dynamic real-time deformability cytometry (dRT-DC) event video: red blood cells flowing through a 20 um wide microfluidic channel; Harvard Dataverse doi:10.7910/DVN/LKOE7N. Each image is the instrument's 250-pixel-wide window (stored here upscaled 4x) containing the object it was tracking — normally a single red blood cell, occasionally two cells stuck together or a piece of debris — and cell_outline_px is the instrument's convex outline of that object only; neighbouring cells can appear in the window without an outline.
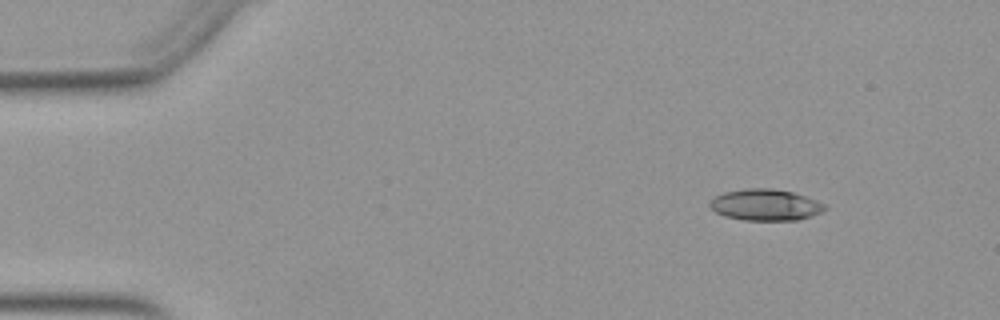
{"species": "Egyptian fruit bat (a non-hibernating species)", "species_latin": "Rousettus aegyptiacus", "temperature_condition": "warm", "stored_images_in_passage": 47, "camera_frame_rate_fps": 3000, "um_per_image_px": 0.085, "animal": {"sex": "female"}, "frame": {"image": 1, "passage_image": 1, "time_ms": 0.0, "image_size_px": [1000, 320], "cell_outline_px": [[828, 208], [812, 216], [796, 220], [744, 220], [724, 216], [716, 212], [708, 204], [716, 196], [724, 192], [744, 188], [772, 188], [792, 192], [816, 200], [824, 204]], "centroid_in_image_um": [65.06, 17.41], "position_along_channel_um": 19.9, "area_um2": 20.92}}
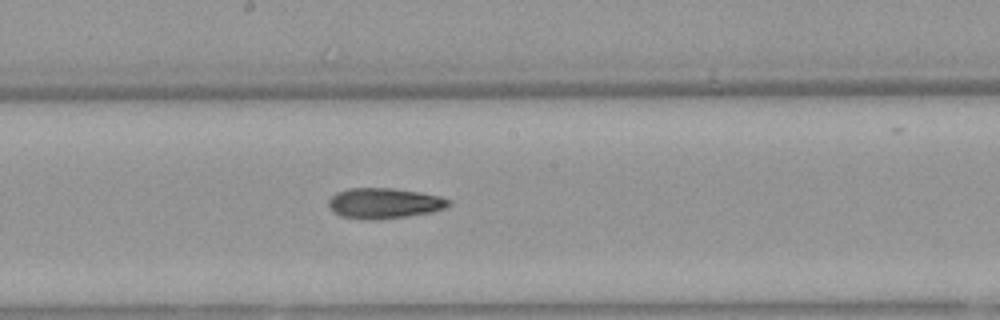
{"frame": {"image": 2, "passage_image": 23, "time_ms": 7.333, "image_size_px": [1000, 320], "cell_outline_px": [[452, 204], [448, 208], [432, 212], [408, 216], [380, 220], [368, 220], [340, 216], [332, 212], [328, 208], [328, 200], [336, 192], [348, 188], [392, 188], [420, 192], [440, 196], [452, 200]], "centroid_in_image_um": [32.67, 17.28], "position_along_channel_um": 215.5, "area_um2": 21.85}}
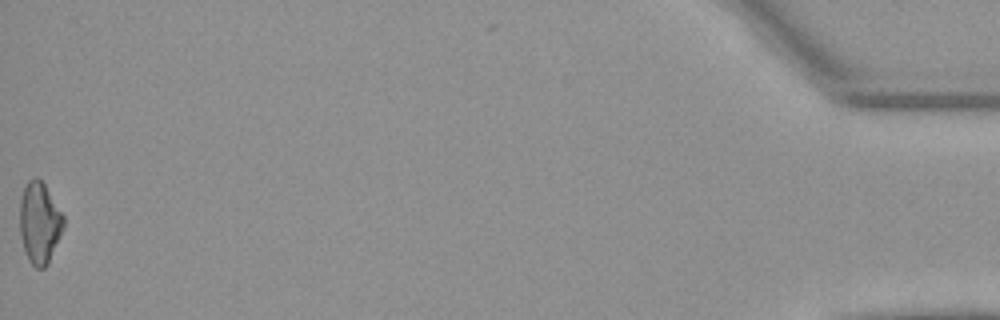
{"frame": {"image": 3, "passage_image": 47, "time_ms": 15.333, "image_size_px": [1000, 320], "cell_outline_px": [[64, 228], [48, 264], [44, 268], [36, 268], [28, 260], [24, 252], [20, 236], [20, 200], [24, 188], [28, 180], [32, 176], [36, 176], [44, 184], [64, 216]], "centroid_in_image_um": [3.35, 18.95], "position_along_channel_um": 431.8, "area_um2": 20.87}, "authors_computed_cell_mechanics": {"area_um2": 20.9236, "velocity_mm_per_s": 3.9422, "shape_relaxation_time_tau1_ms": null, "shape_relaxation_time_tau2_ms": 5.0936, "deformation_change_tau1": null, "deformation_change_tau2": 0.1584}}